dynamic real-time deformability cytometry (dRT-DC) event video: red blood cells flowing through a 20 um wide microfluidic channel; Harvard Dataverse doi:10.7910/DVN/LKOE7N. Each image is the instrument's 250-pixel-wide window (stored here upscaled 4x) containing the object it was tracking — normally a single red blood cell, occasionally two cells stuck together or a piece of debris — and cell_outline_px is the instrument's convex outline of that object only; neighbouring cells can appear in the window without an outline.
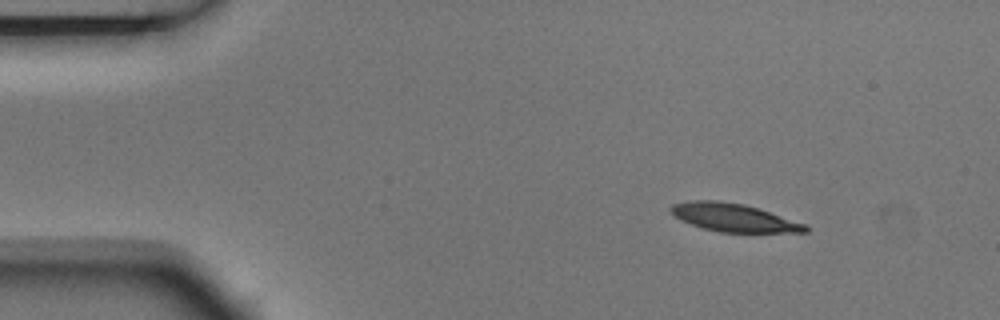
{"species": "Egyptian fruit bat (a non-hibernating species)", "species_latin": "Rousettus aegyptiacus", "temperature_condition": "room temperature", "stored_images_in_passage": 3, "camera_frame_rate_fps": 3000, "um_per_image_px": 0.085, "animal": {"sex": "male"}, "frame": {"image": 1, "passage_image": 1, "time_ms": 0.0, "image_size_px": [1000, 320], "cell_outline_px": [[808, 232], [720, 232], [700, 228], [680, 220], [668, 208], [672, 204], [692, 200], [716, 200], [744, 204], [808, 224]], "centroid_in_image_um": [62.35, 18.49], "position_along_channel_um": 22.6, "area_um2": 22.02}}